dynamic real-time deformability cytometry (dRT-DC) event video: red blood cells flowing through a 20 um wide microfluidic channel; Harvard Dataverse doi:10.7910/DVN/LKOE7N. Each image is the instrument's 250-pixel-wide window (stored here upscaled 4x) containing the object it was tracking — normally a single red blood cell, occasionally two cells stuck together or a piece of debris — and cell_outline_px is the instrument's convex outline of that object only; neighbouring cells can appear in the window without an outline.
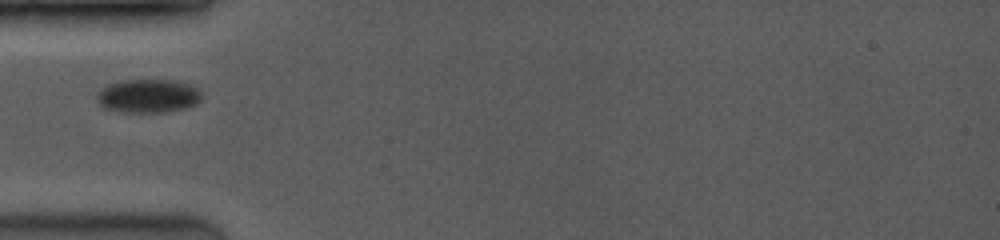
{"species": "common noctule bat (a hibernating species)", "species_latin": "Nyctalus noctula", "temperature_condition": "room temperature", "stored_images_in_passage": 26, "camera_frame_rate_fps": 3500, "um_per_image_px": 0.085, "animal": {"sex": "female", "body_mass_g": 19.0, "forearm_length_mm": 53.3}, "frame": {"image": 1, "passage_image": 1, "time_ms": 0.0, "image_size_px": [1000, 240], "cell_outline_px": [[200, 100], [196, 104], [184, 108], [168, 112], [124, 112], [100, 108], [96, 100], [96, 96], [100, 88], [108, 84], [120, 80], [172, 80], [196, 88], [200, 92]], "centroid_in_image_um": [12.49, 8.17], "position_along_channel_um": 72.5, "area_um2": 20.58}}
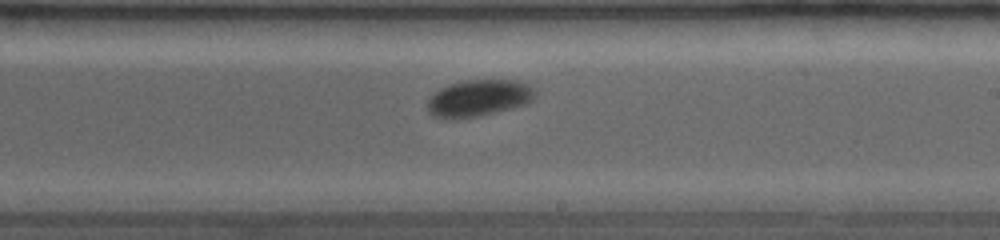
{"frame": {"image": 2, "passage_image": 22, "time_ms": 3.143, "image_size_px": [1000, 240], "cell_outline_px": [[536, 92], [532, 100], [524, 104], [512, 108], [480, 116], [452, 120], [444, 120], [432, 116], [428, 112], [428, 96], [440, 88], [448, 84], [464, 80], [516, 80], [528, 84]], "centroid_in_image_um": [40.62, 8.35], "position_along_channel_um": 248.4, "area_um2": 23.41}}